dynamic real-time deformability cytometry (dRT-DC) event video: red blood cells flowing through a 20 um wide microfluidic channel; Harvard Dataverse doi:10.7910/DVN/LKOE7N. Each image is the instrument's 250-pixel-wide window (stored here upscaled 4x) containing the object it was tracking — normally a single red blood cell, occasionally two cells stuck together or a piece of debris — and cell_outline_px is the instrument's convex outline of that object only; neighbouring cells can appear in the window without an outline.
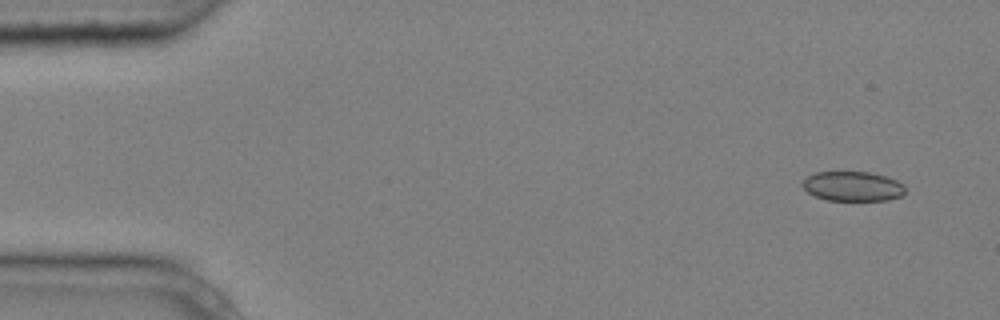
{"species": "common noctule bat (a hibernating species)", "species_latin": "Nyctalus noctula", "temperature_condition": "cold", "stored_images_in_passage": 4, "camera_frame_rate_fps": 3000, "um_per_image_px": 0.085, "animal": {"sex": "male", "body_mass_g": 20.4}, "frame": {"image": 1, "passage_image": 1, "time_ms": 0.0, "image_size_px": [1000, 320], "cell_outline_px": [[904, 192], [900, 196], [888, 200], [828, 200], [816, 196], [808, 192], [800, 184], [808, 176], [816, 172], [868, 172], [884, 176], [896, 180], [904, 184]], "centroid_in_image_um": [72.47, 15.83], "position_along_channel_um": 12.5, "area_um2": 17.57}}
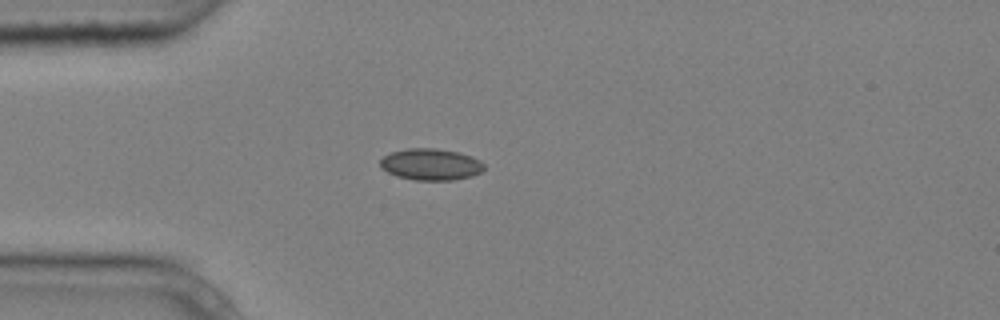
{"frame": {"image": 2, "passage_image": 4, "time_ms": 1.0, "image_size_px": [1000, 320], "cell_outline_px": [[484, 168], [480, 172], [472, 176], [452, 180], [416, 180], [396, 176], [380, 168], [380, 160], [384, 156], [392, 152], [408, 148], [436, 148], [460, 152], [472, 156], [480, 160], [484, 164]], "centroid_in_image_um": [36.62, 13.97], "position_along_channel_um": 48.4, "area_um2": 19.19}}